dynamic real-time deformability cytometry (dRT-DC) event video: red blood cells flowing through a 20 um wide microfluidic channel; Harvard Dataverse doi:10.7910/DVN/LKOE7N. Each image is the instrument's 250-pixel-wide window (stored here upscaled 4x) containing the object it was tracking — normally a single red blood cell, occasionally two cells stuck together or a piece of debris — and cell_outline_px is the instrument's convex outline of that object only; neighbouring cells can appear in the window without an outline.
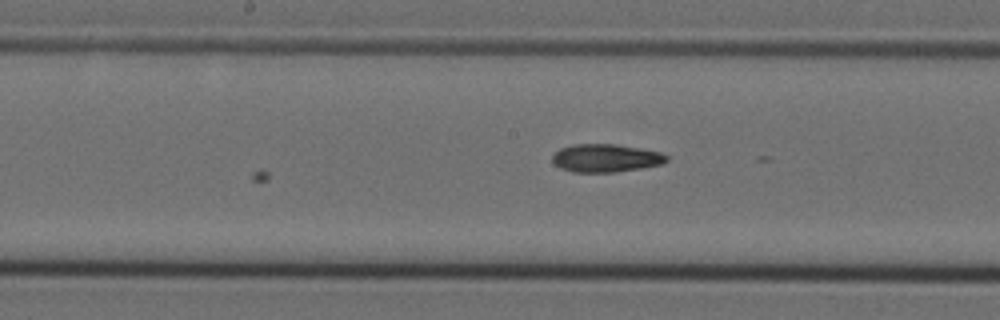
{"species": "Egyptian fruit bat (a non-hibernating species)", "species_latin": "Rousettus aegyptiacus", "temperature_condition": "cold", "stored_images_in_passage": 27, "camera_frame_rate_fps": 3000, "um_per_image_px": 0.085, "animal": {"sex": "female"}, "frame": {"image": 1, "passage_image": 27, "time_ms": 8.667, "image_size_px": [1000, 320], "cell_outline_px": [[668, 160], [660, 164], [640, 168], [616, 172], [572, 172], [560, 168], [552, 160], [552, 156], [560, 148], [572, 144], [616, 144], [640, 148], [660, 152], [668, 156]], "centroid_in_image_um": [51.47, 13.43], "position_along_channel_um": 196.7, "area_um2": 18.61}}